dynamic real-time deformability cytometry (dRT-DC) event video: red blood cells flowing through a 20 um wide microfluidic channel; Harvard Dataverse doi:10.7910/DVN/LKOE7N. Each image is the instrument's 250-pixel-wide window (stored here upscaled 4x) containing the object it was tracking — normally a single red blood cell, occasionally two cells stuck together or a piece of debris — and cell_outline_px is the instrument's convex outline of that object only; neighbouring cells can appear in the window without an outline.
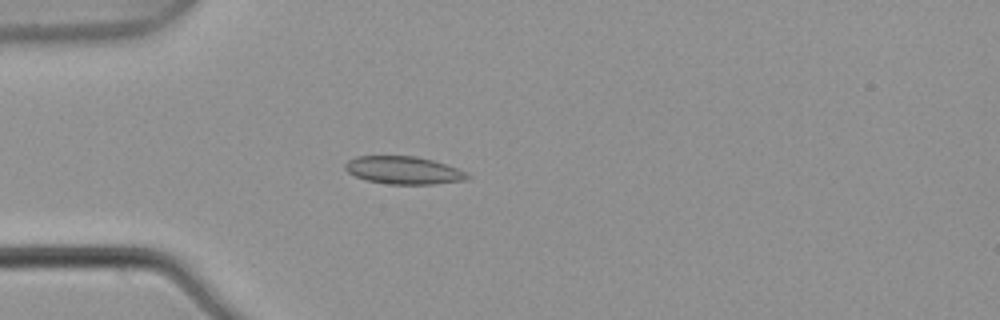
{"species": "common noctule bat (a hibernating species)", "species_latin": "Nyctalus noctula", "temperature_condition": "warm", "stored_images_in_passage": 3, "camera_frame_rate_fps": 3000, "um_per_image_px": 0.085, "animal": {"sex": "male", "body_mass_g": 21.5, "forearm_length_mm": 52.0}, "frame": {"image": 1, "passage_image": 3, "time_ms": 0.667, "image_size_px": [1000, 320], "cell_outline_px": [[472, 176], [464, 180], [432, 184], [388, 184], [368, 180], [356, 176], [348, 172], [344, 168], [344, 164], [348, 160], [356, 156], [416, 156], [432, 160], [456, 168]], "centroid_in_image_um": [34.27, 14.47], "position_along_channel_um": 50.7, "area_um2": 19.54}}